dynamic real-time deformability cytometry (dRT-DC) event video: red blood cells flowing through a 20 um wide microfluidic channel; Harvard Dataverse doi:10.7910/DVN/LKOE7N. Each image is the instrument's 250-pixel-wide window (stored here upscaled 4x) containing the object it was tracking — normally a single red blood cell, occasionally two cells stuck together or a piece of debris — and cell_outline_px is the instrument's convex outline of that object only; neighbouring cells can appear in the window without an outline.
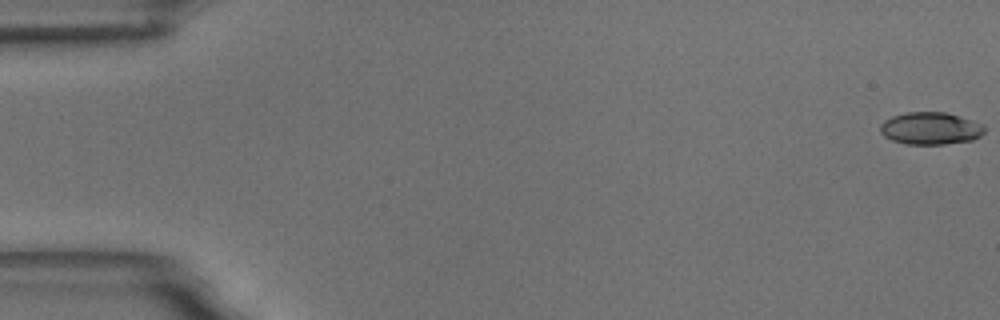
{"species": "common noctule bat (a hibernating species)", "species_latin": "Nyctalus noctula", "temperature_condition": "room temperature", "stored_images_in_passage": 20, "camera_frame_rate_fps": 3000, "um_per_image_px": 0.085, "animal": {"sex": "male", "body_mass_g": 18.8}, "frame": {"image": 1, "passage_image": 1, "time_ms": 0.0, "image_size_px": [1000, 320], "cell_outline_px": [[984, 132], [980, 136], [972, 140], [944, 144], [904, 144], [892, 140], [884, 136], [880, 132], [880, 124], [884, 120], [892, 116], [904, 112], [944, 112], [960, 116], [984, 124]], "centroid_in_image_um": [79.08, 10.91], "position_along_channel_um": 5.9, "area_um2": 19.77}}
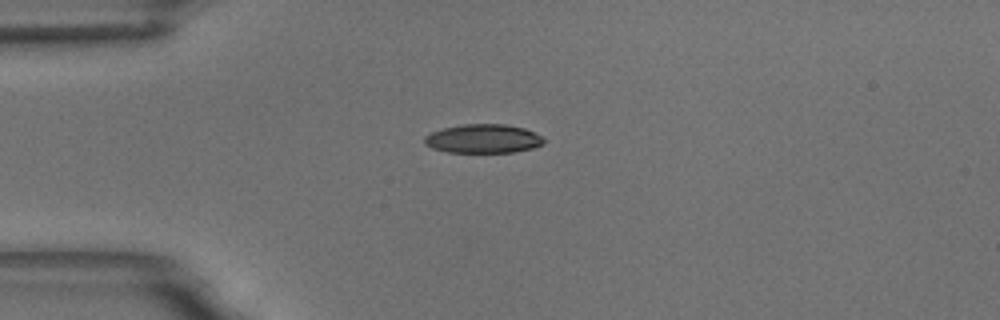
{"frame": {"image": 2, "passage_image": 15, "time_ms": 4.667, "image_size_px": [1000, 320], "cell_outline_px": [[544, 144], [532, 148], [512, 152], [448, 152], [432, 148], [424, 144], [424, 136], [432, 132], [444, 128], [464, 124], [504, 124], [524, 128], [540, 136], [544, 140]], "centroid_in_image_um": [41.04, 11.79], "position_along_channel_um": 44.0, "area_um2": 19.88}}
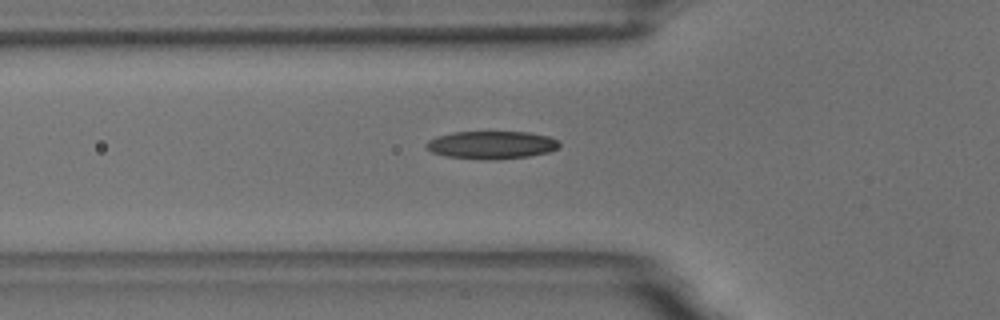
{"frame": {"image": 3, "passage_image": 20, "time_ms": 6.333, "image_size_px": [1000, 320], "cell_outline_px": [[560, 148], [548, 152], [528, 156], [492, 160], [480, 160], [444, 156], [432, 152], [424, 144], [428, 140], [436, 136], [452, 132], [528, 132], [548, 136], [556, 140], [560, 144]], "centroid_in_image_um": [41.75, 12.32], "position_along_channel_um": 84.1, "area_um2": 21.73}}